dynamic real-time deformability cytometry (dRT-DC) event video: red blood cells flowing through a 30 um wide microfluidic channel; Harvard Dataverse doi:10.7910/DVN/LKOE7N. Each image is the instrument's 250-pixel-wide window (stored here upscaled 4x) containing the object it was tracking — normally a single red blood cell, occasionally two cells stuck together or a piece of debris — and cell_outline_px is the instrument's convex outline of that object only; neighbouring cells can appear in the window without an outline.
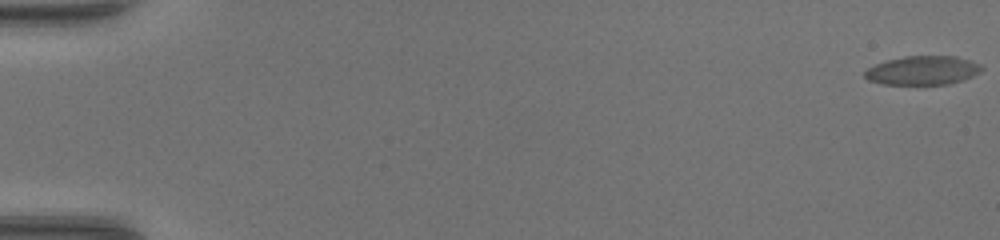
{"species": "common noctule bat (a hibernating species)", "species_latin": "Nyctalus noctula", "temperature_condition": "warm", "stored_images_in_passage": 50, "camera_frame_rate_fps": 3000, "um_per_image_px": 0.085, "animal": {"sex": "female", "body_mass_g": 17.0, "forearm_length_mm": 48.0}, "frame": {"image": 1, "passage_image": 1, "time_ms": 0.0, "image_size_px": [1000, 240], "cell_outline_px": [[984, 68], [980, 72], [964, 80], [948, 84], [884, 84], [868, 80], [864, 76], [864, 72], [868, 68], [876, 64], [888, 60], [904, 56], [956, 56], [980, 64]], "centroid_in_image_um": [78.44, 5.98], "position_along_channel_um": 6.6, "area_um2": 19.59}}
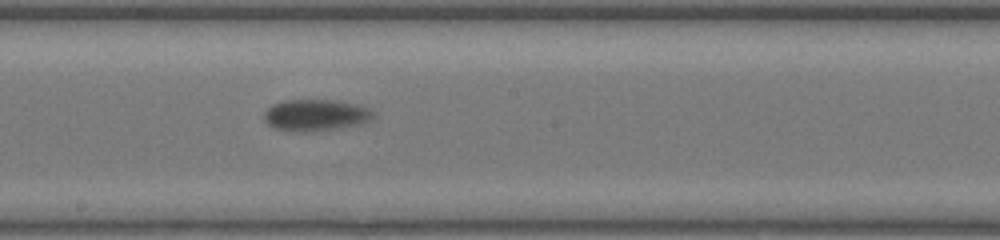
{"frame": {"image": 2, "passage_image": 29, "time_ms": 9.333, "image_size_px": [1000, 240], "cell_outline_px": [[376, 120], [360, 124], [340, 128], [308, 132], [296, 132], [272, 128], [264, 120], [264, 112], [272, 104], [284, 100], [332, 100], [356, 104], [368, 108], [376, 112]], "centroid_in_image_um": [26.87, 9.8], "position_along_channel_um": 221.3, "area_um2": 20.52}}
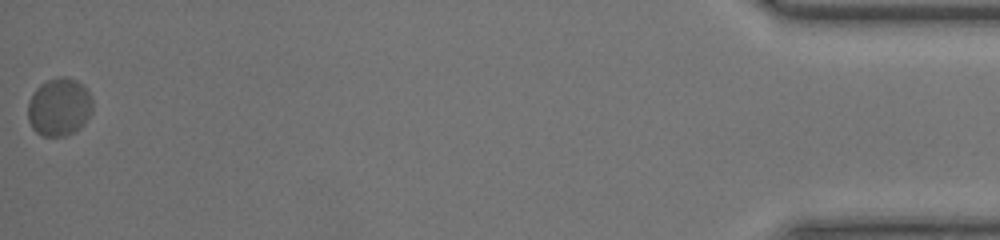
{"frame": {"image": 3, "passage_image": 50, "time_ms": 16.333, "image_size_px": [1000, 240], "cell_outline_px": [[92, 112], [84, 124], [76, 132], [68, 136], [44, 136], [36, 132], [32, 128], [28, 120], [28, 100], [32, 92], [40, 84], [48, 80], [60, 76], [64, 76], [76, 80], [84, 84], [92, 96]], "centroid_in_image_um": [5.05, 9.09], "position_along_channel_um": 430.2, "area_um2": 22.37}}